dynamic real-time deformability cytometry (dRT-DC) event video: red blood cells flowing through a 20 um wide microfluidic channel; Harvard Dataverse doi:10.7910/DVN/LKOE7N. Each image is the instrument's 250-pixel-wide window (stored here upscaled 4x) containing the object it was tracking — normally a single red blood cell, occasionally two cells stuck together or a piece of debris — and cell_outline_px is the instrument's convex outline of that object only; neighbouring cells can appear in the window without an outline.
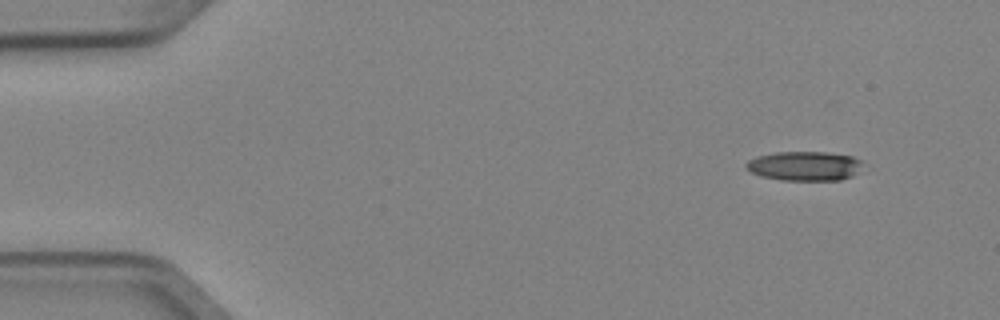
{"species": "Egyptian fruit bat (a non-hibernating species)", "species_latin": "Rousettus aegyptiacus", "temperature_condition": "cold", "stored_images_in_passage": 4, "camera_frame_rate_fps": 3000, "um_per_image_px": 0.085, "animal": {"sex": "female"}, "frame": {"image": 1, "passage_image": 1, "time_ms": 0.0, "image_size_px": [1000, 320], "cell_outline_px": [[860, 164], [856, 172], [852, 176], [840, 180], [780, 180], [760, 176], [752, 172], [744, 164], [748, 160], [756, 156], [776, 152], [828, 152], [852, 156], [860, 160]], "centroid_in_image_um": [68.34, 14.1], "position_along_channel_um": 16.7, "area_um2": 19.83}}
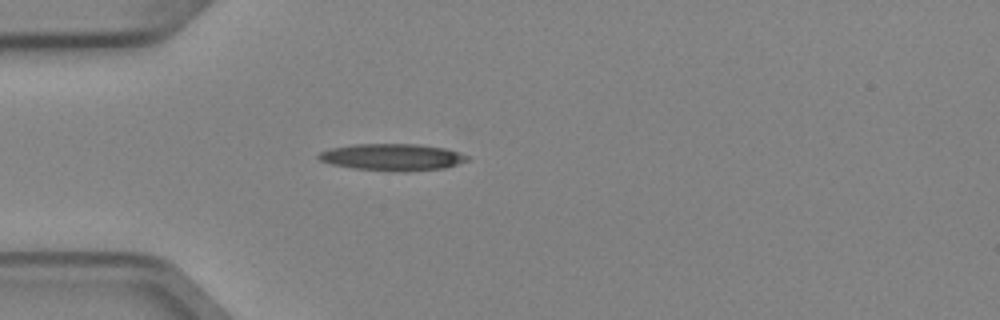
{"frame": {"image": 2, "passage_image": 4, "time_ms": 1.0, "image_size_px": [1000, 320], "cell_outline_px": [[468, 160], [444, 168], [356, 168], [332, 164], [320, 160], [316, 156], [320, 152], [332, 148], [356, 144], [420, 144], [444, 148], [468, 156]], "centroid_in_image_um": [33.3, 13.29], "position_along_channel_um": 51.7, "area_um2": 21.62}}